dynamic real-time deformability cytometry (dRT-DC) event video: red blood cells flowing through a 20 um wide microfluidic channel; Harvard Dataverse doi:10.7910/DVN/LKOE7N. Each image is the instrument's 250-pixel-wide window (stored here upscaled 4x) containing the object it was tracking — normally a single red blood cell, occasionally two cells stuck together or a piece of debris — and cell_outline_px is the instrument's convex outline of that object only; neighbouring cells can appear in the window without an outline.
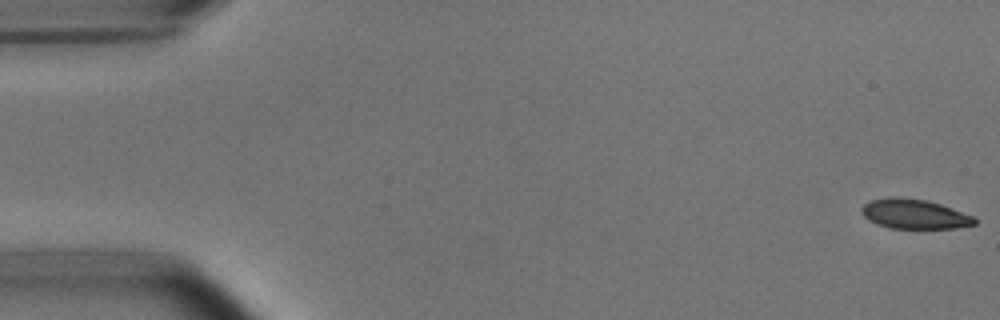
{"species": "common noctule bat (a hibernating species)", "species_latin": "Nyctalus noctula", "temperature_condition": "room temperature", "stored_images_in_passage": 53, "camera_frame_rate_fps": 3000, "um_per_image_px": 0.085, "animal": {"sex": "male", "body_mass_g": 15.6}, "frame": {"image": 1, "passage_image": 1, "time_ms": 0.0, "image_size_px": [1000, 320], "cell_outline_px": [[976, 224], [952, 228], [888, 228], [876, 224], [868, 220], [860, 212], [860, 208], [864, 204], [872, 200], [892, 196], [896, 196], [924, 200], [940, 204], [976, 216]], "centroid_in_image_um": [77.7, 18.19], "position_along_channel_um": 7.3, "area_um2": 19.59}}
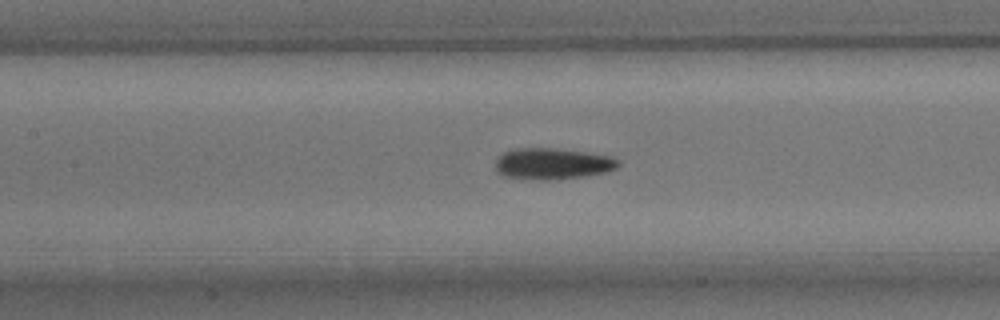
{"frame": {"image": 2, "passage_image": 24, "time_ms": 7.667, "image_size_px": [1000, 320], "cell_outline_px": [[620, 164], [616, 168], [604, 172], [584, 176], [552, 180], [536, 180], [504, 176], [496, 172], [496, 160], [504, 152], [512, 148], [552, 148], [584, 152], [612, 156], [620, 160]], "centroid_in_image_um": [46.95, 13.92], "position_along_channel_um": 160.5, "area_um2": 22.43}}
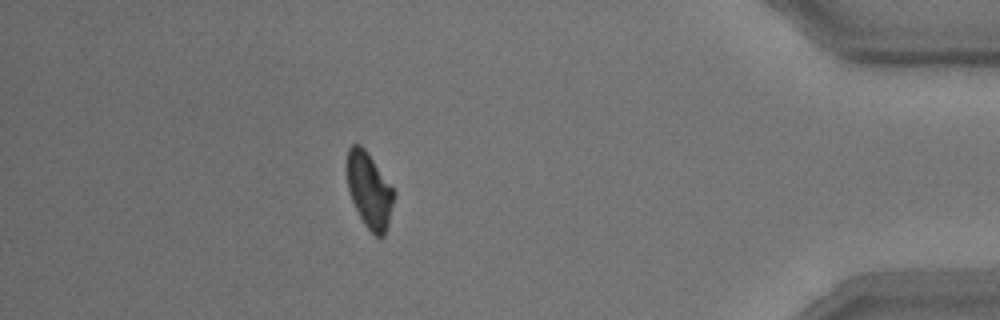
{"frame": {"image": 3, "passage_image": 47, "time_ms": 15.333, "image_size_px": [1000, 320], "cell_outline_px": [[396, 192], [388, 224], [384, 236], [376, 236], [364, 224], [352, 200], [348, 188], [348, 148], [352, 144], [360, 144], [368, 152]], "centroid_in_image_um": [31.42, 16.16], "position_along_channel_um": 403.8, "area_um2": 20.35}, "authors_computed_cell_mechanics": {"area_um2": 21.4438, "velocity_mm_per_s": 3.7717, "shape_relaxation_time_tau1_ms": 3.6833, "shape_relaxation_time_tau2_ms": 1.9944, "deformation_change_tau1": 0.1146, "deformation_change_tau2": 0.0649}}